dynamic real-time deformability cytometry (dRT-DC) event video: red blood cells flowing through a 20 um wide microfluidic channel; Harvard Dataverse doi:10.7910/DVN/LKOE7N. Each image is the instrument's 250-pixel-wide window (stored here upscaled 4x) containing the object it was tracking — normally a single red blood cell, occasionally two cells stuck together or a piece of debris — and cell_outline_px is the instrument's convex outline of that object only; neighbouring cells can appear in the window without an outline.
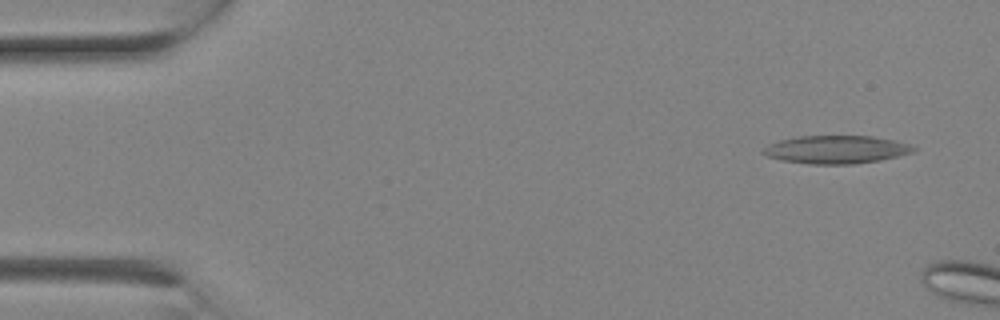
{"species": "Egyptian fruit bat (a non-hibernating species)", "species_latin": "Rousettus aegyptiacus", "temperature_condition": "room temperature", "stored_images_in_passage": 3, "camera_frame_rate_fps": 3000, "um_per_image_px": 0.085, "animal": {"sex": "female"}, "frame": {"image": 1, "passage_image": 1, "time_ms": 0.0, "image_size_px": [1000, 320], "cell_outline_px": [[916, 148], [912, 152], [880, 160], [856, 164], [808, 164], [784, 160], [764, 156], [760, 152], [768, 144], [780, 140], [800, 136], [872, 136], [896, 140], [908, 144]], "centroid_in_image_um": [71.04, 12.71], "position_along_channel_um": 14.0, "area_um2": 24.51}}